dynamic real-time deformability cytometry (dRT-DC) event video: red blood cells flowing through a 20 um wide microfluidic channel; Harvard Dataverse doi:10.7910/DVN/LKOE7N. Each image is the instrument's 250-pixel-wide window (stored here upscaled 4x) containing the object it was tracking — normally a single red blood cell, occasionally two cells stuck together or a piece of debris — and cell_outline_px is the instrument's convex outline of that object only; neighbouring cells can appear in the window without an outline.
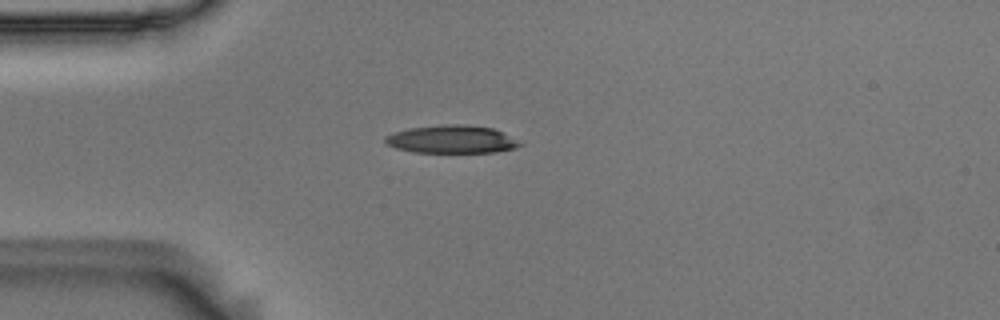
{"species": "Egyptian fruit bat (a non-hibernating species)", "species_latin": "Rousettus aegyptiacus", "temperature_condition": "room temperature", "stored_images_in_passage": 41, "camera_frame_rate_fps": 3000, "um_per_image_px": 0.085, "animal": {"sex": "male"}, "frame": {"image": 1, "passage_image": 1, "time_ms": 0.0, "image_size_px": [1000, 320], "cell_outline_px": [[524, 144], [516, 148], [496, 152], [416, 152], [396, 148], [384, 144], [384, 136], [392, 132], [408, 128], [440, 124], [464, 124], [492, 128], [524, 140]], "centroid_in_image_um": [38.43, 11.83], "position_along_channel_um": 46.6, "area_um2": 22.43}}
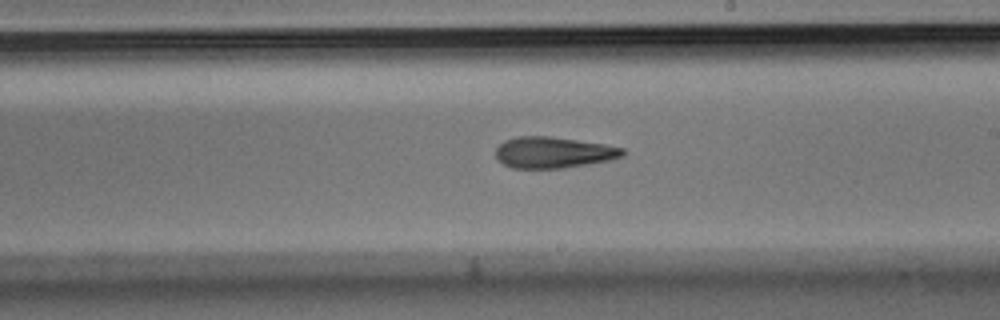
{"frame": {"image": 2, "passage_image": 18, "time_ms": 5.667, "image_size_px": [1000, 320], "cell_outline_px": [[628, 152], [624, 156], [612, 160], [560, 168], [512, 168], [496, 160], [496, 148], [504, 140], [516, 136], [552, 136], [604, 144], [624, 148]], "centroid_in_image_um": [47.05, 12.95], "position_along_channel_um": 241.9, "area_um2": 23.29}}
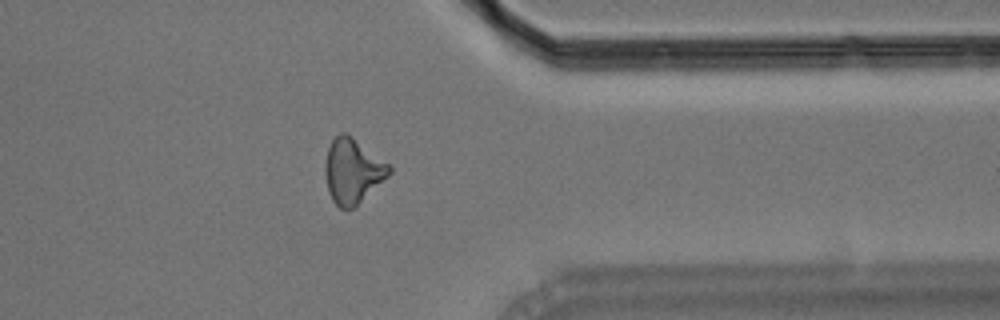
{"frame": {"image": 3, "passage_image": 30, "time_ms": 9.667, "image_size_px": [1000, 320], "cell_outline_px": [[392, 172], [388, 176], [352, 208], [340, 208], [332, 200], [328, 192], [324, 172], [324, 164], [328, 148], [332, 140], [340, 132], [348, 132], [392, 164]], "centroid_in_image_um": [29.99, 14.46], "position_along_channel_um": 381.4, "area_um2": 24.51}, "authors_computed_cell_mechanics": {"area_um2": 23.3512, "velocity_mm_per_s": 3.7142, "shape_relaxation_time_tau1_ms": 4.6757, "shape_relaxation_time_tau2_ms": 5.9456, "deformation_change_tau1": 0.1715, "deformation_change_tau2": 0.194}}